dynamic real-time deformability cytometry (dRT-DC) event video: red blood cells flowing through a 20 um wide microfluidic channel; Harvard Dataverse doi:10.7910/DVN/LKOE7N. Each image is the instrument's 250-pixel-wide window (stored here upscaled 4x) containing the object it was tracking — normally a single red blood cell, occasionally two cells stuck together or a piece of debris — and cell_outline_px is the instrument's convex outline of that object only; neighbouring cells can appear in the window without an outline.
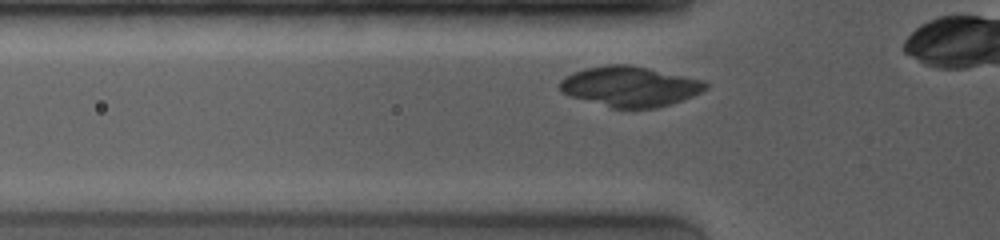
{"species": "common noctule bat (a hibernating species)", "species_latin": "Nyctalus noctula", "temperature_condition": "room temperature", "stored_images_in_passage": 27, "camera_frame_rate_fps": 4000, "um_per_image_px": 0.085, "animal": {"sex": "female", "body_mass_g": 19.0, "forearm_length_mm": 53.3}, "frame": {"image": 1, "passage_image": 5, "time_ms": 1.25, "image_size_px": [1000, 240], "cell_outline_px": [[708, 88], [692, 96], [656, 108], [612, 108], [568, 96], [560, 88], [560, 80], [572, 72], [588, 68], [608, 64], [632, 64], [704, 80], [708, 84]], "centroid_in_image_um": [53.54, 7.34], "position_along_channel_um": 72.3, "area_um2": 34.1}}